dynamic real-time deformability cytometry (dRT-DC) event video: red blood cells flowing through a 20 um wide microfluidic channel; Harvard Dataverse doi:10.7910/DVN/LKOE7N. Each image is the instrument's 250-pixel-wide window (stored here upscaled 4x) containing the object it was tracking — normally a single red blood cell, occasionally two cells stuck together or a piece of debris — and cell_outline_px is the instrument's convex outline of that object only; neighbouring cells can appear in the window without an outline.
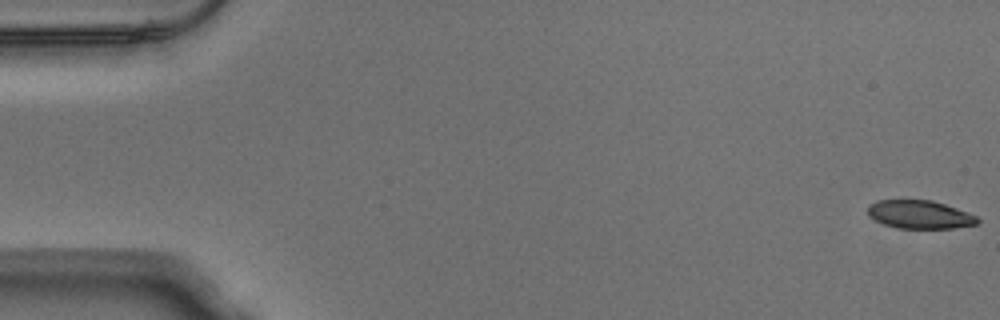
{"species": "Egyptian fruit bat (a non-hibernating species)", "species_latin": "Rousettus aegyptiacus", "temperature_condition": "warm", "stored_images_in_passage": 53, "camera_frame_rate_fps": 3000, "um_per_image_px": 0.085, "animal": {"sex": "male"}, "frame": {"image": 1, "passage_image": 1, "time_ms": 0.0, "image_size_px": [1000, 320], "cell_outline_px": [[980, 220], [976, 224], [952, 228], [896, 228], [884, 224], [868, 216], [868, 204], [876, 200], [932, 200], [956, 208], [976, 216]], "centroid_in_image_um": [78.13, 18.23], "position_along_channel_um": 6.9, "area_um2": 17.98}}
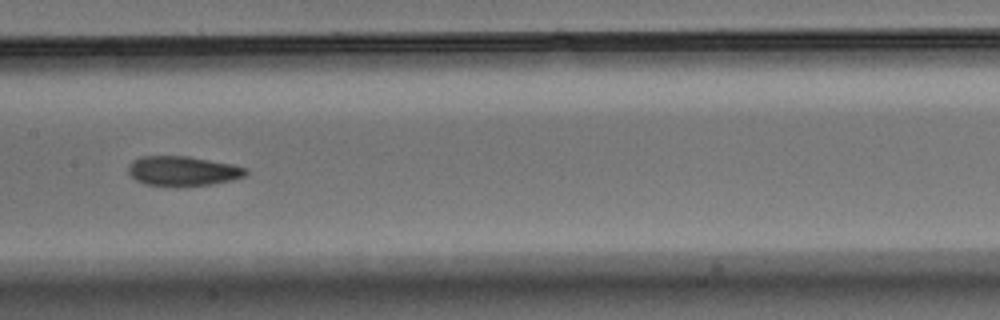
{"frame": {"image": 2, "passage_image": 27, "time_ms": 8.667, "image_size_px": [1000, 320], "cell_outline_px": [[248, 172], [244, 176], [232, 180], [212, 184], [180, 188], [176, 188], [144, 184], [136, 180], [128, 172], [128, 164], [132, 160], [140, 156], [188, 156], [232, 164], [248, 168]], "centroid_in_image_um": [15.52, 14.56], "position_along_channel_um": 191.9, "area_um2": 20.92}}
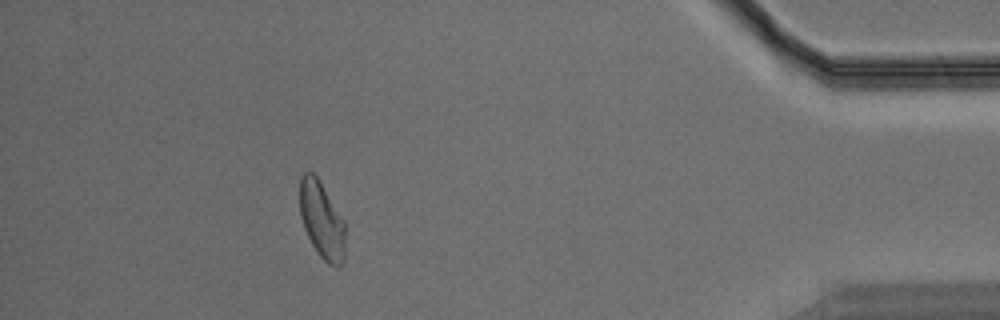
{"frame": {"image": 3, "passage_image": 48, "time_ms": 15.667, "image_size_px": [1000, 320], "cell_outline_px": [[344, 260], [336, 268], [328, 264], [316, 252], [304, 228], [300, 216], [300, 176], [304, 172], [312, 172], [320, 180], [344, 220]], "centroid_in_image_um": [27.34, 18.7], "position_along_channel_um": 407.9, "area_um2": 20.4}, "authors_computed_cell_mechanics": {"area_um2": 20.4034, "velocity_mm_per_s": 3.8238, "shape_relaxation_time_tau1_ms": 8.4065, "shape_relaxation_time_tau2_ms": 2.0496, "deformation_change_tau1": 0.1956, "deformation_change_tau2": 0.0743}}